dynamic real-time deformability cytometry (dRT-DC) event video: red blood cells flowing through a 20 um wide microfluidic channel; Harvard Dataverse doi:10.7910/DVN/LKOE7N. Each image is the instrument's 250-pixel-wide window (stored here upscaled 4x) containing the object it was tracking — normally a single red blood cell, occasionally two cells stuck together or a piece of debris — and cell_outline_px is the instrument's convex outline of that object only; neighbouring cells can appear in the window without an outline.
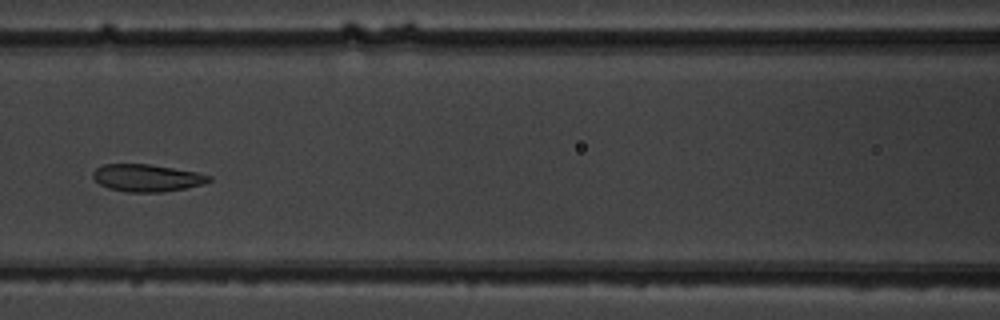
{"species": "common noctule bat (a hibernating species)", "species_latin": "Nyctalus noctula", "temperature_condition": "warm", "stored_images_in_passage": 9, "camera_frame_rate_fps": 3000, "um_per_image_px": 0.085, "animal": {"sex": "male", "body_mass_g": 19.5, "forearm_length_mm": 54.6}, "frame": {"image": 1, "passage_image": 6, "time_ms": 6.0, "image_size_px": [1000, 320], "cell_outline_px": [[212, 180], [204, 184], [164, 192], [128, 192], [108, 188], [100, 184], [92, 176], [92, 172], [96, 168], [104, 164], [148, 164], [196, 172], [212, 176]], "centroid_in_image_um": [12.49, 15.12], "position_along_channel_um": 154.1, "area_um2": 18.38}}
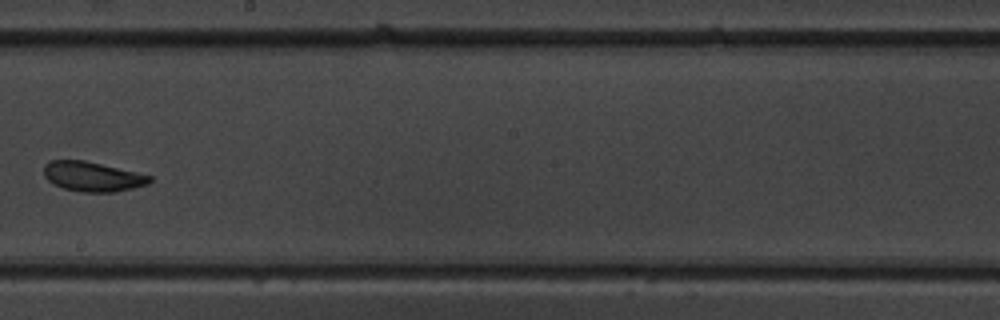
{"frame": {"image": 2, "passage_image": 8, "time_ms": 8.333, "image_size_px": [1000, 320], "cell_outline_px": [[152, 180], [148, 184], [132, 188], [112, 192], [80, 192], [64, 188], [52, 184], [44, 176], [44, 164], [48, 160], [84, 160], [152, 176]], "centroid_in_image_um": [7.82, 15.0], "position_along_channel_um": 240.4, "area_um2": 18.26}}
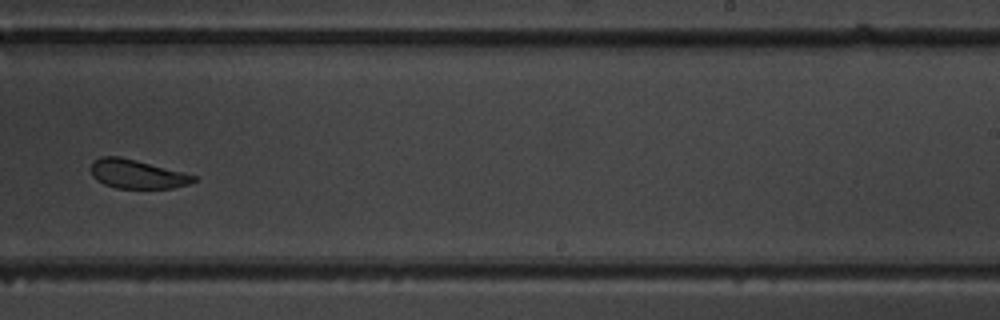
{"frame": {"image": 3, "passage_image": 9, "time_ms": 9.333, "image_size_px": [1000, 320], "cell_outline_px": [[200, 180], [188, 184], [172, 188], [116, 188], [104, 184], [96, 180], [92, 176], [92, 160], [100, 156], [120, 156], [200, 176]], "centroid_in_image_um": [11.69, 14.79], "position_along_channel_um": 277.3, "area_um2": 17.51}}